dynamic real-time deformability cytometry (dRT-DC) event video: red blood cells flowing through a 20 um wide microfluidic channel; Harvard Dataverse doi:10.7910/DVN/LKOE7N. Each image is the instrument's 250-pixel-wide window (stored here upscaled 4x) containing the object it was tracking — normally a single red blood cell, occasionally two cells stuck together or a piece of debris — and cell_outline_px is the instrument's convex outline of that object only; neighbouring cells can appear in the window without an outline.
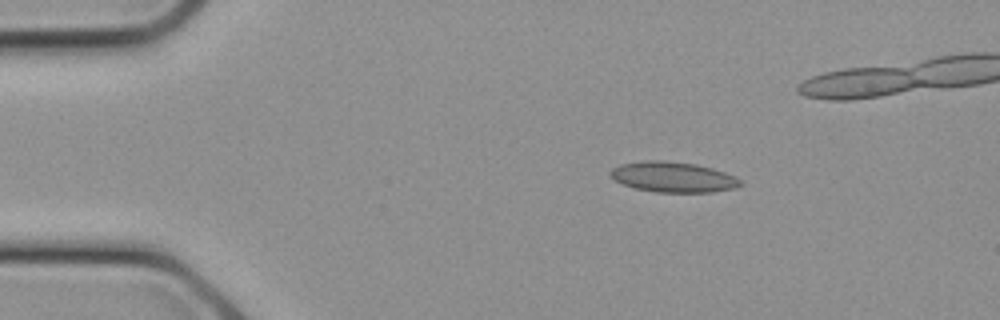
{"species": "common noctule bat (a hibernating species)", "species_latin": "Nyctalus noctula", "temperature_condition": "cold", "stored_images_in_passage": 7, "segment_of_instrument_passage": [1, 2], "camera_frame_rate_fps": 3000, "um_per_image_px": 0.085, "animal": {"sex": "female", "body_mass_g": 21.9}, "frame": {"image": 1, "passage_image": 1, "time_ms": 0.0, "image_size_px": [1000, 320], "cell_outline_px": [[744, 184], [732, 188], [712, 192], [656, 192], [636, 188], [624, 184], [608, 176], [608, 172], [612, 168], [620, 164], [648, 160], [664, 160], [696, 164], [712, 168], [736, 176]], "centroid_in_image_um": [57.2, 15.04], "position_along_channel_um": 27.8, "area_um2": 23.0}}
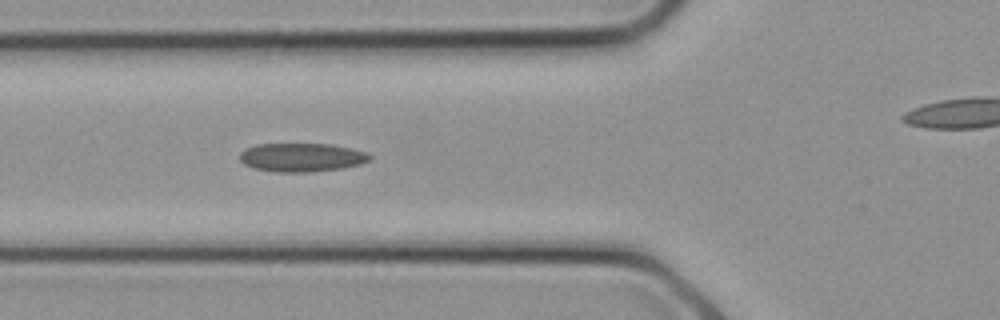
{"frame": {"image": 2, "passage_image": 6, "time_ms": 1.667, "image_size_px": [1000, 320], "cell_outline_px": [[372, 160], [360, 164], [340, 168], [312, 172], [276, 172], [252, 168], [244, 164], [240, 160], [240, 152], [244, 148], [256, 144], [332, 144], [352, 148], [368, 152], [372, 156]], "centroid_in_image_um": [25.65, 13.37], "position_along_channel_um": 100.2, "area_um2": 21.96}}